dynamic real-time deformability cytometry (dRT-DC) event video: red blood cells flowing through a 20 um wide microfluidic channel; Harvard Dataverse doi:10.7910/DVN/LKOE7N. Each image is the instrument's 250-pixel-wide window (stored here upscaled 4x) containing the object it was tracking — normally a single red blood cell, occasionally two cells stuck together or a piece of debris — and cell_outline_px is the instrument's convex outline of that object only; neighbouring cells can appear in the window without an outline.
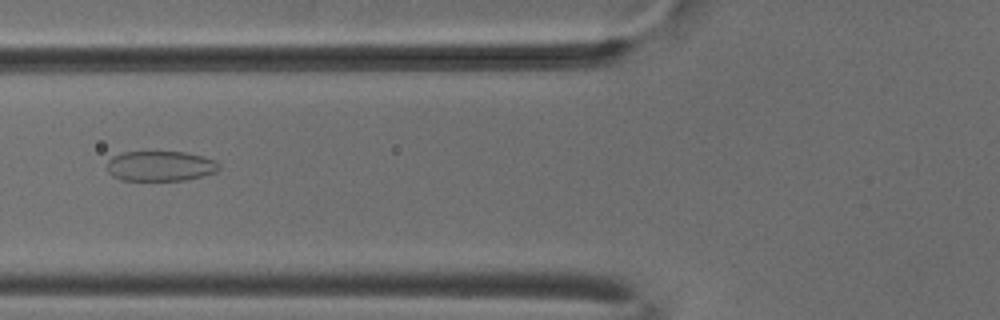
{"species": "common noctule bat (a hibernating species)", "species_latin": "Nyctalus noctula", "temperature_condition": "cold", "stored_images_in_passage": 5, "camera_frame_rate_fps": 3000, "um_per_image_px": 0.085, "animal": {"sex": "male", "body_mass_g": 18.8}, "frame": {"image": 1, "passage_image": 5, "time_ms": 1.333, "image_size_px": [1000, 320], "cell_outline_px": [[220, 168], [216, 172], [184, 180], [120, 180], [112, 176], [108, 172], [108, 160], [112, 156], [124, 152], [184, 152], [204, 156], [216, 160], [220, 164]], "centroid_in_image_um": [13.64, 14.11], "position_along_channel_um": 112.2, "area_um2": 19.71}}